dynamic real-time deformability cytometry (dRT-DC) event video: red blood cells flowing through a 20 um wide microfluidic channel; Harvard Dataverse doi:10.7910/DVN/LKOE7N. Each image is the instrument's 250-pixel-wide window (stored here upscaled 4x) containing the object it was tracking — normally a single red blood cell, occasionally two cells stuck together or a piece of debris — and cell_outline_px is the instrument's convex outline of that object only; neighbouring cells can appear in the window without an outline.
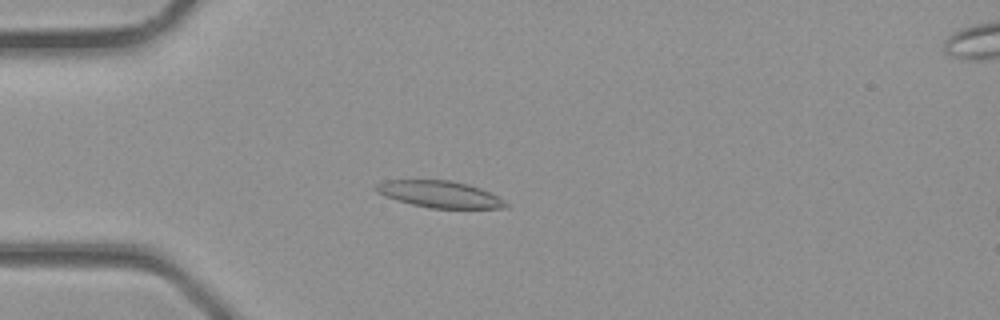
{"species": "common noctule bat (a hibernating species)", "species_latin": "Nyctalus noctula", "temperature_condition": "room temperature", "stored_images_in_passage": 35, "camera_frame_rate_fps": 3000, "um_per_image_px": 0.085, "animal": {"sex": "male", "body_mass_g": 23.1, "forearm_length_mm": 52.7}, "frame": {"image": 1, "passage_image": 9, "time_ms": 2.667, "image_size_px": [1000, 320], "cell_outline_px": [[508, 208], [428, 208], [412, 204], [384, 196], [376, 192], [372, 188], [376, 184], [388, 180], [448, 180], [468, 184], [480, 188], [504, 200], [508, 204]], "centroid_in_image_um": [37.34, 16.51], "position_along_channel_um": 47.7, "area_um2": 20.11}}
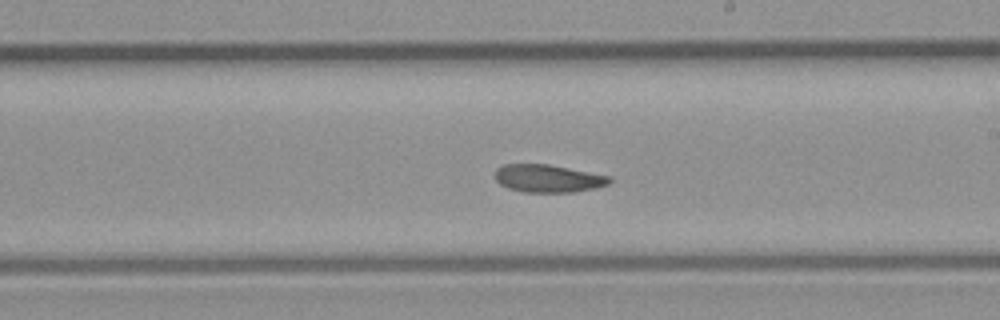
{"frame": {"image": 2, "passage_image": 20, "time_ms": 6.333, "image_size_px": [1000, 320], "cell_outline_px": [[612, 180], [608, 184], [596, 188], [576, 192], [524, 192], [508, 188], [500, 184], [496, 180], [496, 168], [500, 164], [548, 164], [612, 176]], "centroid_in_image_um": [46.6, 15.16], "position_along_channel_um": 242.4, "area_um2": 18.67}}
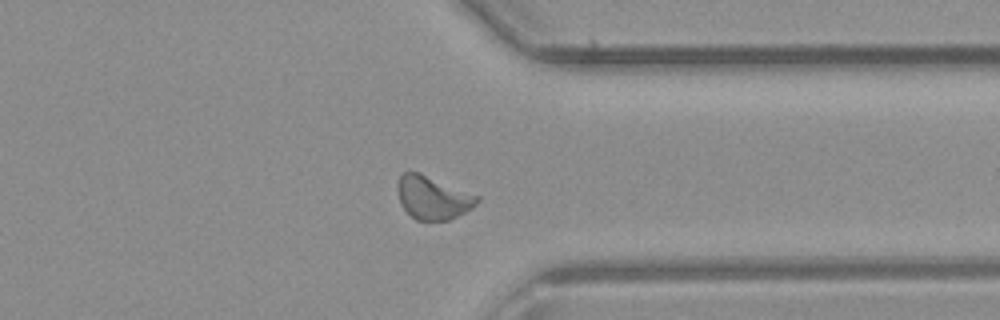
{"frame": {"image": 3, "passage_image": 27, "time_ms": 8.667, "image_size_px": [1000, 320], "cell_outline_px": [[480, 200], [472, 208], [448, 220], [416, 220], [404, 208], [400, 200], [396, 188], [396, 184], [400, 176], [404, 172], [420, 172], [480, 196]], "centroid_in_image_um": [36.79, 16.78], "position_along_channel_um": 374.6, "area_um2": 19.94}}